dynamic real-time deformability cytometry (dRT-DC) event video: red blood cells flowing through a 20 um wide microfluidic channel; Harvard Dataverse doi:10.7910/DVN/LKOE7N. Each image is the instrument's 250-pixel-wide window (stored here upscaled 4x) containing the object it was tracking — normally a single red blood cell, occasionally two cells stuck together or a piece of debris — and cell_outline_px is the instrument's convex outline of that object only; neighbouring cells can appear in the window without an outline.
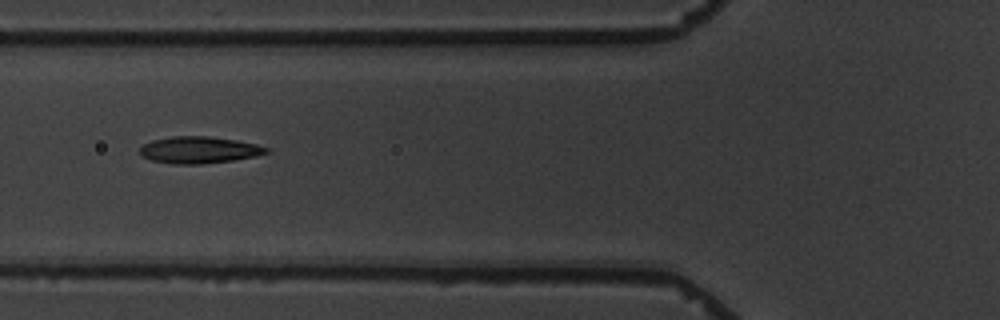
{"species": "common noctule bat (a hibernating species)", "species_latin": "Nyctalus noctula", "temperature_condition": "warm", "stored_images_in_passage": 13, "camera_frame_rate_fps": 3000, "um_per_image_px": 0.085, "animal": {"sex": "male", "body_mass_g": 19.5, "forearm_length_mm": 54.6}, "frame": {"image": 1, "passage_image": 3, "time_ms": 2.333, "image_size_px": [1000, 320], "cell_outline_px": [[268, 152], [256, 156], [232, 160], [200, 164], [172, 164], [152, 160], [140, 156], [140, 148], [144, 144], [152, 140], [172, 136], [208, 136], [236, 140], [256, 144], [268, 148]], "centroid_in_image_um": [16.89, 12.74], "position_along_channel_um": 108.9, "area_um2": 19.65}}
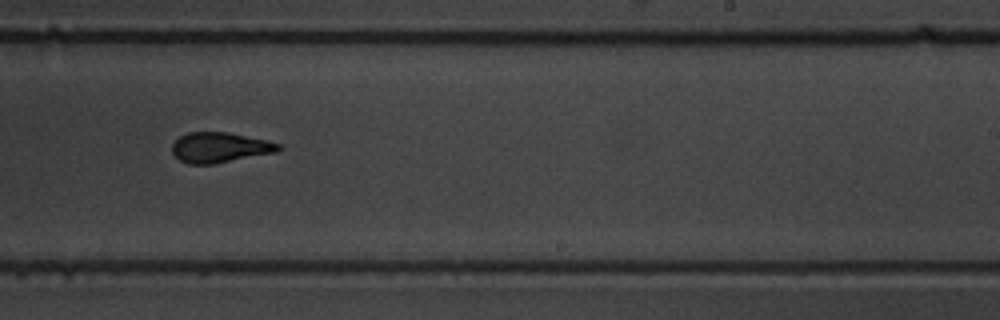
{"frame": {"image": 2, "passage_image": 7, "time_ms": 7.0, "image_size_px": [1000, 320], "cell_outline_px": [[280, 148], [276, 152], [212, 164], [188, 164], [180, 160], [172, 152], [172, 144], [180, 136], [188, 132], [228, 132], [268, 140], [280, 144]], "centroid_in_image_um": [18.67, 12.53], "position_along_channel_um": 270.3, "area_um2": 18.61}}
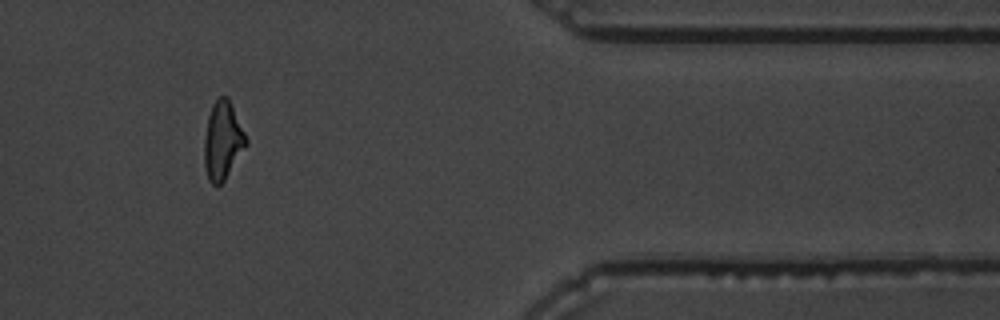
{"frame": {"image": 3, "passage_image": 10, "time_ms": 11.333, "image_size_px": [1000, 320], "cell_outline_px": [[248, 144], [224, 180], [220, 184], [212, 184], [208, 180], [204, 168], [204, 140], [208, 116], [212, 104], [220, 96], [228, 96], [248, 140]], "centroid_in_image_um": [18.92, 11.95], "position_along_channel_um": 392.5, "area_um2": 19.02}, "authors_computed_cell_mechanics": {"area_um2": 18.9006, "velocity_mm_per_s": 3.4717, "shape_relaxation_time_tau1_ms": 3.79, "shape_relaxation_time_tau2_ms": 1.7977, "deformation_change_tau1": 0.1396, "deformation_change_tau2": 0.1028}}